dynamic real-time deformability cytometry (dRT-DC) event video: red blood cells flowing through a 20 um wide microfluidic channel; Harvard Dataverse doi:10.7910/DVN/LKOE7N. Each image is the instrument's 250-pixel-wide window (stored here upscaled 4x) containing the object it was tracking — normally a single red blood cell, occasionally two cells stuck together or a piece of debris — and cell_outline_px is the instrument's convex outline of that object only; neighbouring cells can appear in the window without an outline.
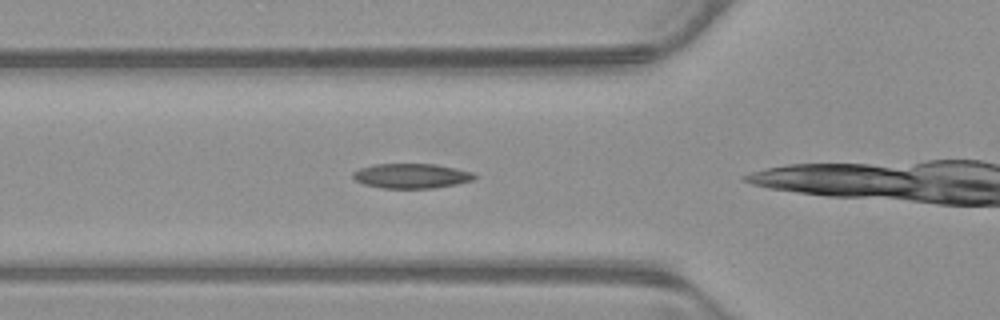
{"species": "common noctule bat (a hibernating species)", "species_latin": "Nyctalus noctula", "temperature_condition": "warm", "stored_images_in_passage": 17, "camera_frame_rate_fps": 3000, "um_per_image_px": 0.085, "animal": {"sex": "male", "body_mass_g": 23.1, "forearm_length_mm": 52.7}, "frame": {"image": 1, "passage_image": 4, "time_ms": 1.0, "image_size_px": [1000, 320], "cell_outline_px": [[476, 176], [472, 180], [456, 184], [432, 188], [380, 188], [364, 184], [356, 180], [352, 176], [352, 172], [360, 168], [376, 164], [436, 164], [472, 172]], "centroid_in_image_um": [34.94, 14.95], "position_along_channel_um": 90.9, "area_um2": 17.4}}
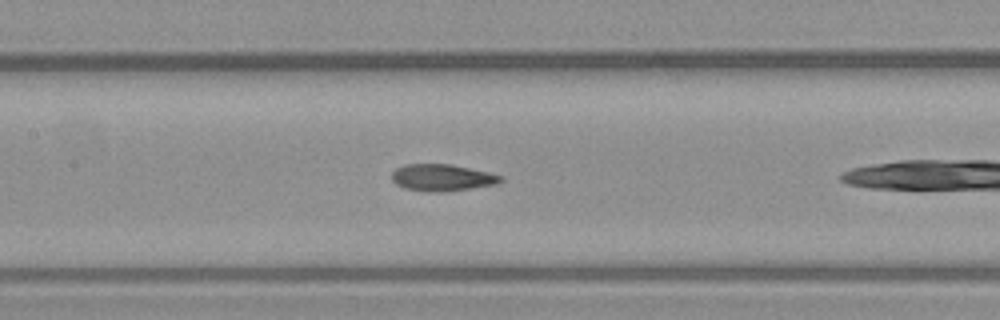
{"frame": {"image": 2, "passage_image": 10, "time_ms": 3.0, "image_size_px": [1000, 320], "cell_outline_px": [[504, 180], [496, 184], [444, 192], [428, 192], [404, 188], [396, 184], [392, 180], [392, 172], [396, 168], [404, 164], [452, 164], [488, 172], [504, 176]], "centroid_in_image_um": [37.58, 15.09], "position_along_channel_um": 169.8, "area_um2": 17.11}}
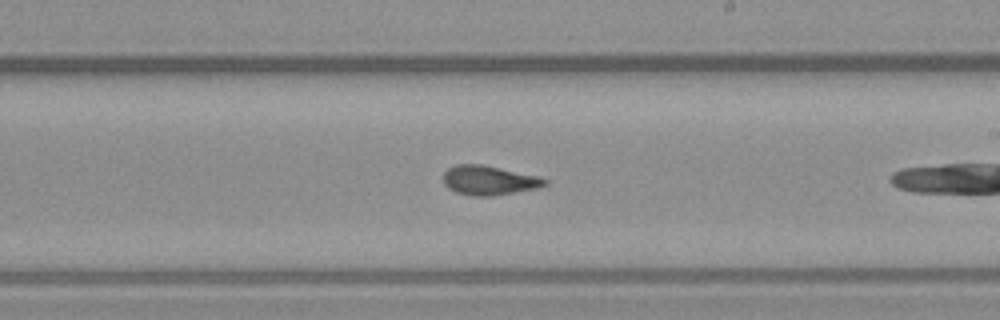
{"frame": {"image": 3, "passage_image": 16, "time_ms": 5.0, "image_size_px": [1000, 320], "cell_outline_px": [[548, 184], [536, 188], [492, 196], [472, 196], [456, 192], [448, 188], [444, 184], [444, 172], [448, 168], [456, 164], [480, 164], [540, 176], [548, 180]], "centroid_in_image_um": [41.56, 15.32], "position_along_channel_um": 247.4, "area_um2": 17.34}}